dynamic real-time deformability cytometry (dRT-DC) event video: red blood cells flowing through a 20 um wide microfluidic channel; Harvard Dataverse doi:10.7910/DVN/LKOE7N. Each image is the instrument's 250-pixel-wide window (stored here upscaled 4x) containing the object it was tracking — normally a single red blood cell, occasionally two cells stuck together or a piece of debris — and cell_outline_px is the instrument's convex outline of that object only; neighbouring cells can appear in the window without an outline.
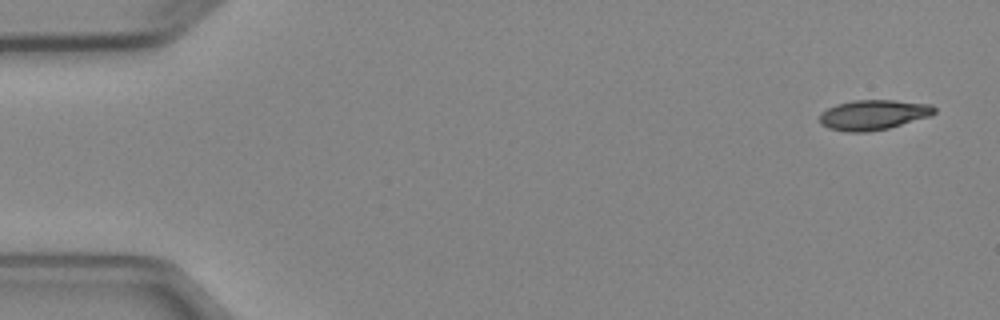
{"species": "Egyptian fruit bat (a non-hibernating species)", "species_latin": "Rousettus aegyptiacus", "temperature_condition": "cold", "stored_images_in_passage": 7, "camera_frame_rate_fps": 3000, "um_per_image_px": 0.085, "animal": {"sex": "female"}, "frame": {"image": 1, "passage_image": 1, "time_ms": 0.0, "image_size_px": [1000, 320], "cell_outline_px": [[936, 112], [932, 116], [888, 128], [868, 132], [844, 132], [828, 128], [820, 124], [820, 112], [836, 104], [852, 100], [896, 100], [932, 104], [936, 108]], "centroid_in_image_um": [74.25, 9.76], "position_along_channel_um": 10.8, "area_um2": 20.4}}
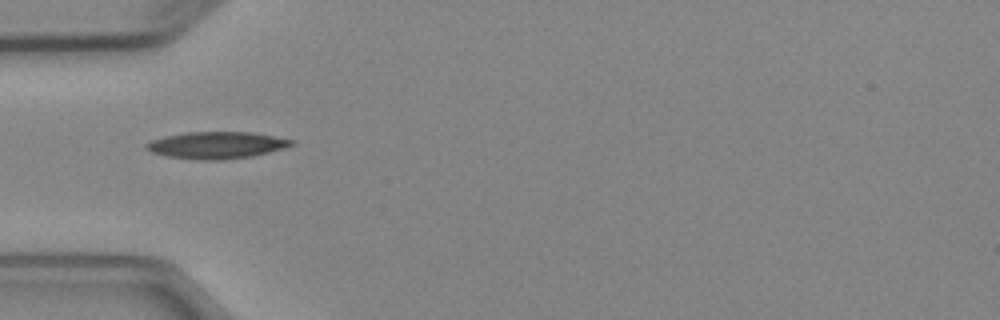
{"frame": {"image": 2, "passage_image": 5, "time_ms": 4.667, "image_size_px": [1000, 320], "cell_outline_px": [[296, 144], [284, 148], [252, 156], [220, 160], [200, 160], [168, 156], [152, 152], [144, 148], [144, 144], [152, 140], [164, 136], [188, 132], [252, 132], [292, 140]], "centroid_in_image_um": [18.38, 12.34], "position_along_channel_um": 66.6, "area_um2": 22.6}}